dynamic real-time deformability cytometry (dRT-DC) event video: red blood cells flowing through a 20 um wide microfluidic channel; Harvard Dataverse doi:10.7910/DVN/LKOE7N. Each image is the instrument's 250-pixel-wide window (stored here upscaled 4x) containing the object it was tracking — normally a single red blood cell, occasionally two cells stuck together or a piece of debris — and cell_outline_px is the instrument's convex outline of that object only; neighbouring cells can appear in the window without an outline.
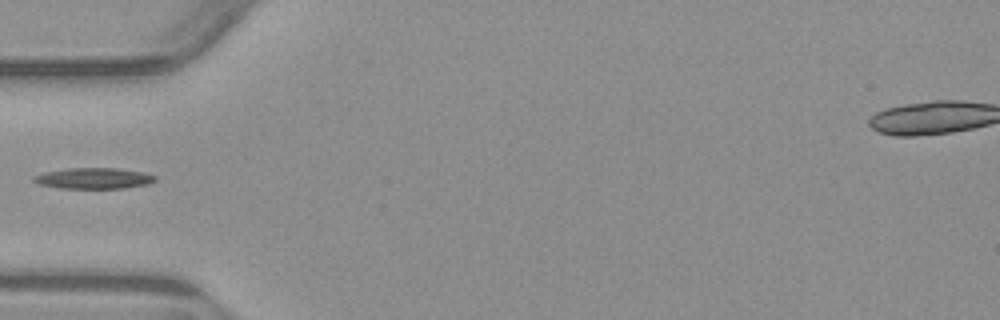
{"species": "common noctule bat (a hibernating species)", "species_latin": "Nyctalus noctula", "temperature_condition": "warm", "stored_images_in_passage": 5, "camera_frame_rate_fps": 3000, "um_per_image_px": 0.085, "animal": {"sex": "male", "body_mass_g": 23.1, "forearm_length_mm": 52.7}, "frame": {"image": 1, "passage_image": 4, "time_ms": 4.0, "image_size_px": [1000, 320], "cell_outline_px": [[156, 180], [148, 184], [124, 188], [60, 188], [40, 184], [32, 180], [32, 176], [44, 172], [68, 168], [116, 168], [140, 172], [156, 176]], "centroid_in_image_um": [7.94, 15.15], "position_along_channel_um": 77.1, "area_um2": 14.68}}
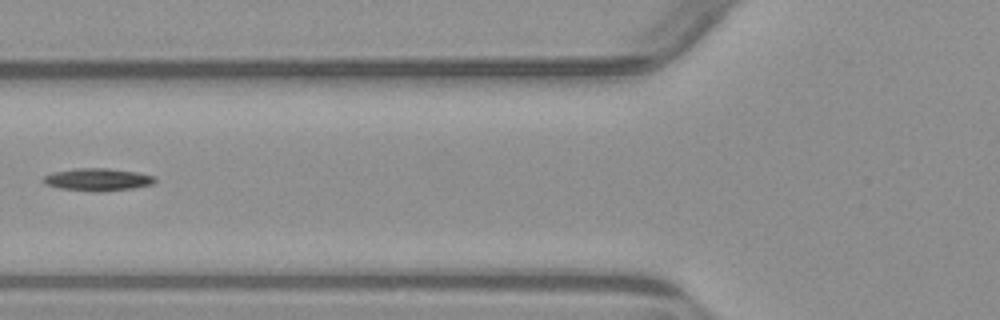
{"frame": {"image": 2, "passage_image": 5, "time_ms": 5.0, "image_size_px": [1000, 320], "cell_outline_px": [[156, 180], [152, 184], [132, 188], [104, 192], [96, 192], [60, 188], [44, 184], [40, 180], [44, 176], [52, 172], [80, 168], [108, 168], [136, 172], [156, 176]], "centroid_in_image_um": [8.28, 15.26], "position_along_channel_um": 117.5, "area_um2": 14.74}}